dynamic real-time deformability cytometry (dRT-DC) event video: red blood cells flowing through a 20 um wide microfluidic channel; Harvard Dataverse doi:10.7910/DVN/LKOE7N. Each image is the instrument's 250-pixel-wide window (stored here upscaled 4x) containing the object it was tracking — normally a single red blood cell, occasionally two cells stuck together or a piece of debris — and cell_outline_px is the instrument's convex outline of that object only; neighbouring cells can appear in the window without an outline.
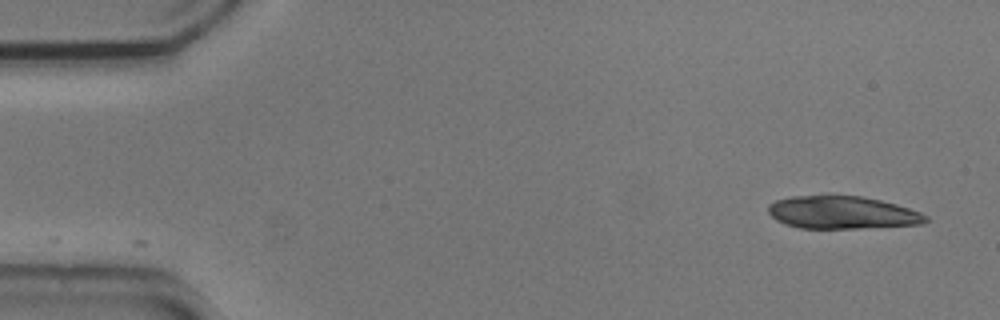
{"species": "common noctule bat (a hibernating species)", "species_latin": "Nyctalus noctula", "temperature_condition": "cold", "stored_images_in_passage": 2, "camera_frame_rate_fps": 3000, "um_per_image_px": 0.085, "animal": {"sex": "male", "body_mass_g": 20.5, "forearm_length_mm": 52.5}, "frame": {"image": 1, "passage_image": 1, "time_ms": 0.0, "image_size_px": [1000, 320], "cell_outline_px": [[928, 220], [924, 224], [860, 228], [800, 228], [784, 224], [776, 220], [768, 212], [768, 204], [776, 200], [792, 196], [828, 192], [860, 196], [880, 200], [896, 204], [920, 212], [928, 216]], "centroid_in_image_um": [71.54, 18.02], "position_along_channel_um": 13.5, "area_um2": 30.92}}